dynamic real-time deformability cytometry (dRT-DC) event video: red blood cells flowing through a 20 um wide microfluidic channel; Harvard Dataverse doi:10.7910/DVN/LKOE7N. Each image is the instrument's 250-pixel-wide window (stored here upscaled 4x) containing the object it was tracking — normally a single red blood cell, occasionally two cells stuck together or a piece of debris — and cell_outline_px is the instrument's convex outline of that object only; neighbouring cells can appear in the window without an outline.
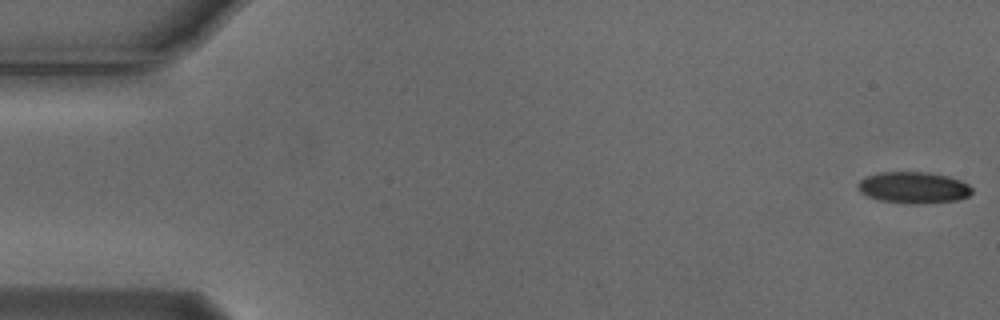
{"species": "Egyptian fruit bat (a non-hibernating species)", "species_latin": "Rousettus aegyptiacus", "temperature_condition": "cold", "stored_images_in_passage": 17, "camera_frame_rate_fps": 3000, "um_per_image_px": 0.085, "animal": {"sex": "male"}, "frame": {"image": 1, "passage_image": 1, "time_ms": 0.0, "image_size_px": [1000, 320], "cell_outline_px": [[972, 192], [968, 196], [956, 200], [880, 200], [868, 196], [860, 192], [856, 184], [864, 176], [876, 172], [928, 172], [948, 176], [960, 180], [968, 184], [972, 188]], "centroid_in_image_um": [77.6, 15.86], "position_along_channel_um": 7.4, "area_um2": 19.83}}
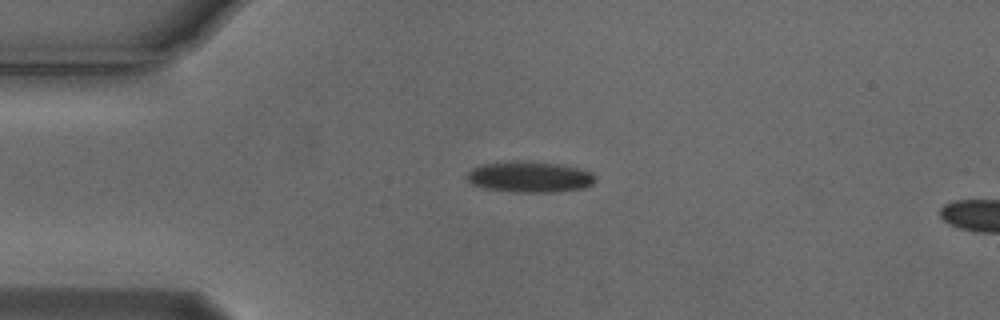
{"frame": {"image": 2, "passage_image": 13, "time_ms": 4.0, "image_size_px": [1000, 320], "cell_outline_px": [[596, 180], [592, 184], [584, 188], [556, 192], [512, 192], [484, 188], [472, 184], [468, 180], [468, 172], [472, 168], [480, 164], [516, 160], [520, 160], [560, 164], [592, 172], [596, 176]], "centroid_in_image_um": [45.02, 15.03], "position_along_channel_um": 40.0, "area_um2": 23.35}}